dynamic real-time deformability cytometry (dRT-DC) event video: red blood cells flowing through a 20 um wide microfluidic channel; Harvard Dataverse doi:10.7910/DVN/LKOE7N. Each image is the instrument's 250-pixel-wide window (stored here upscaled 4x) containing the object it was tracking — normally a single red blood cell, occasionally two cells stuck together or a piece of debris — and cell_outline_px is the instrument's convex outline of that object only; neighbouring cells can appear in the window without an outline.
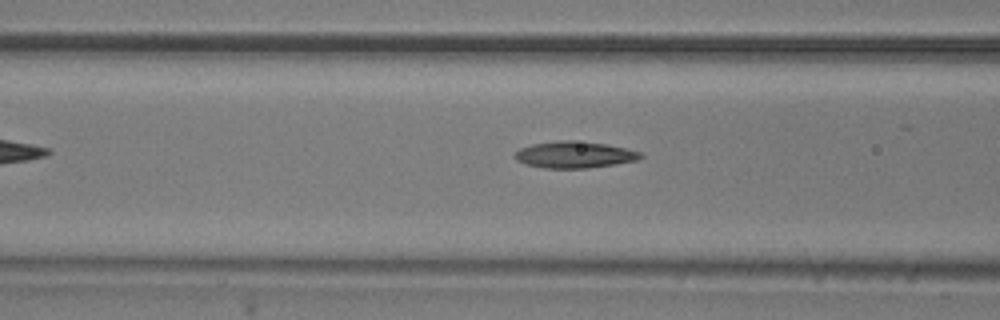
{"species": "common noctule bat (a hibernating species)", "species_latin": "Nyctalus noctula", "temperature_condition": "room temperature", "stored_images_in_passage": 7, "camera_frame_rate_fps": 3000, "um_per_image_px": 0.085, "animal": {"sex": "male", "body_mass_g": 20.5, "forearm_length_mm": 52.5}, "frame": {"image": 1, "passage_image": 5, "time_ms": 1.333, "image_size_px": [1000, 320], "cell_outline_px": [[644, 156], [636, 160], [616, 164], [588, 168], [544, 168], [524, 164], [516, 160], [512, 156], [520, 148], [532, 144], [560, 140], [572, 140], [608, 144], [640, 152]], "centroid_in_image_um": [48.79, 13.15], "position_along_channel_um": 117.8, "area_um2": 19.54}}